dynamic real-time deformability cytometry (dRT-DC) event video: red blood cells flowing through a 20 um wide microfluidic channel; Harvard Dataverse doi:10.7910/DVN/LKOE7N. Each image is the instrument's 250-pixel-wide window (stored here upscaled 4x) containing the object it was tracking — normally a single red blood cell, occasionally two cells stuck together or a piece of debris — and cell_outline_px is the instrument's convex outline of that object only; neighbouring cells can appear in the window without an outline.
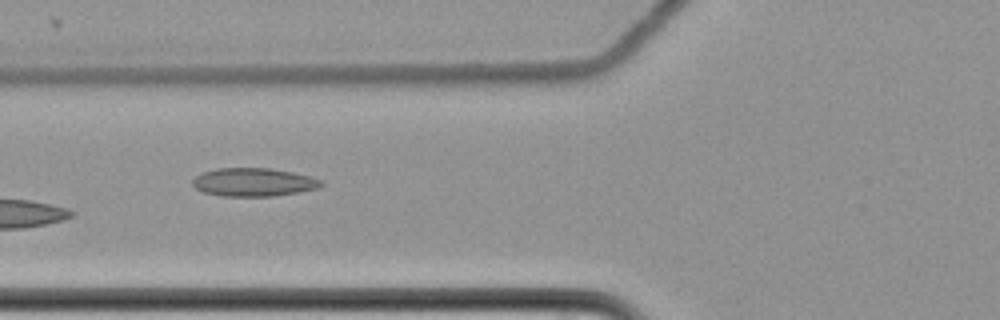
{"species": "common noctule bat (a hibernating species)", "species_latin": "Nyctalus noctula", "temperature_condition": "cold", "stored_images_in_passage": 3, "camera_frame_rate_fps": 3000, "um_per_image_px": 0.085, "animal": {"sex": "female", "body_mass_g": 22.7, "forearm_length_mm": 54.2}, "frame": {"image": 1, "passage_image": 3, "time_ms": 0.667, "image_size_px": [1000, 320], "cell_outline_px": [[324, 184], [320, 188], [272, 196], [220, 196], [204, 192], [196, 188], [192, 184], [192, 180], [196, 176], [204, 172], [216, 168], [272, 168], [292, 172], [324, 180]], "centroid_in_image_um": [21.57, 15.48], "position_along_channel_um": 104.2, "area_um2": 21.21}}